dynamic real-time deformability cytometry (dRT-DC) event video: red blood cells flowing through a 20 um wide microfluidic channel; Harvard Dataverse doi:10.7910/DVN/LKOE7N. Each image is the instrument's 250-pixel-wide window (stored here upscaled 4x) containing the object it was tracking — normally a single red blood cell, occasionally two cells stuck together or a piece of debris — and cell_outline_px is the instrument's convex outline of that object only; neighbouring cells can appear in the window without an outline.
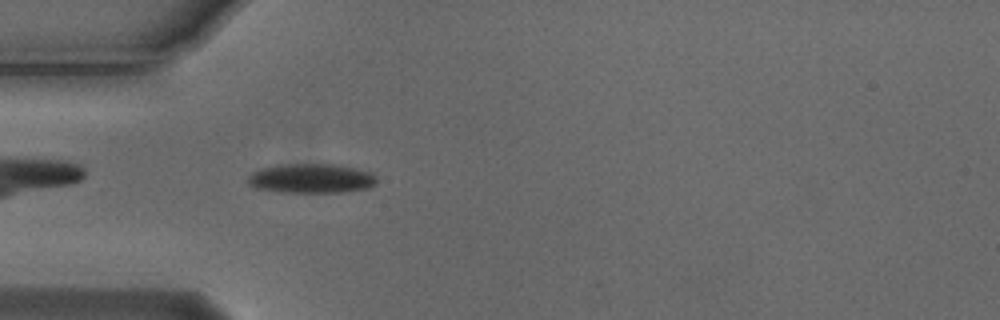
{"species": "Egyptian fruit bat (a non-hibernating species)", "species_latin": "Rousettus aegyptiacus", "temperature_condition": "cold", "stored_images_in_passage": 43, "camera_frame_rate_fps": 3000, "um_per_image_px": 0.085, "animal": {"sex": "male"}, "frame": {"image": 1, "passage_image": 5, "time_ms": 1.333, "image_size_px": [1000, 320], "cell_outline_px": [[376, 184], [368, 188], [344, 192], [276, 192], [256, 188], [248, 184], [248, 176], [252, 172], [264, 168], [288, 164], [332, 164], [372, 172], [376, 176]], "centroid_in_image_um": [26.47, 15.18], "position_along_channel_um": 58.5, "area_um2": 21.96}}
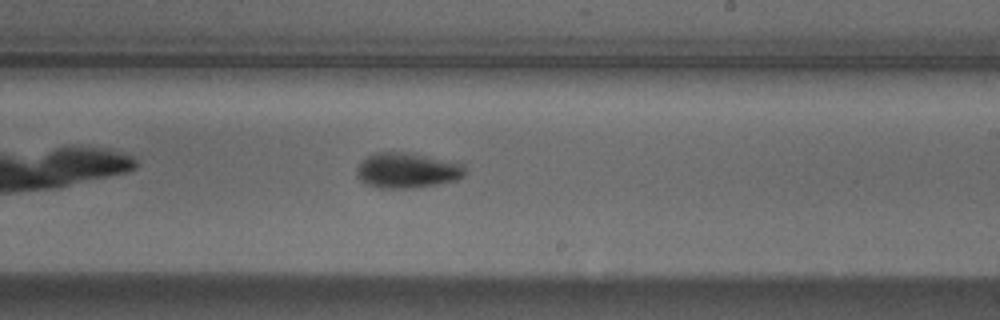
{"frame": {"image": 2, "passage_image": 21, "time_ms": 6.667, "image_size_px": [1000, 320], "cell_outline_px": [[464, 176], [456, 180], [416, 188], [376, 188], [360, 180], [356, 176], [356, 168], [368, 156], [376, 152], [416, 152], [464, 164]], "centroid_in_image_um": [34.61, 14.47], "position_along_channel_um": 254.4, "area_um2": 22.54}}
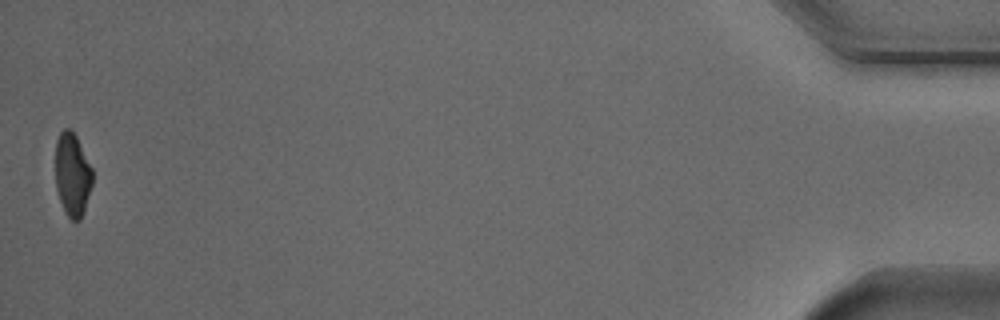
{"frame": {"image": 3, "passage_image": 43, "time_ms": 14.0, "image_size_px": [1000, 320], "cell_outline_px": [[92, 184], [80, 220], [72, 220], [64, 212], [56, 188], [56, 140], [60, 132], [64, 128], [72, 128], [92, 168]], "centroid_in_image_um": [6.14, 14.81], "position_along_channel_um": 429.1, "area_um2": 17.8}, "authors_computed_cell_mechanics": {"area_um2": 20.808, "velocity_mm_per_s": 3.7365, "shape_relaxation_time_tau1_ms": 2.4919, "shape_relaxation_time_tau2_ms": null, "deformation_change_tau1": 0.1142, "deformation_change_tau2": null}}